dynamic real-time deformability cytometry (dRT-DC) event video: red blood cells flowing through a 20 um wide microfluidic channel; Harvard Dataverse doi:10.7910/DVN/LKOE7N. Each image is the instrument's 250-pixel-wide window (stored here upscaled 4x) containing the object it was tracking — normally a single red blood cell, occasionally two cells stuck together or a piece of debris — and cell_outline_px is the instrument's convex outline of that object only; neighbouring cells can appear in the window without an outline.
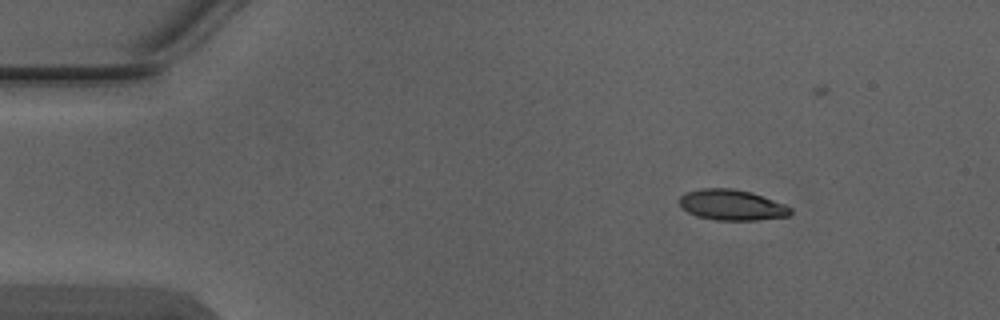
{"species": "Egyptian fruit bat (a non-hibernating species)", "species_latin": "Rousettus aegyptiacus", "temperature_condition": "warm", "stored_images_in_passage": 4, "camera_frame_rate_fps": 3000, "um_per_image_px": 0.085, "animal": {"sex": "male"}, "frame": {"image": 1, "passage_image": 1, "time_ms": 0.0, "image_size_px": [1000, 320], "cell_outline_px": [[792, 212], [788, 216], [756, 220], [716, 220], [696, 216], [680, 208], [680, 196], [684, 192], [700, 188], [732, 188], [752, 192], [784, 204], [792, 208]], "centroid_in_image_um": [62.17, 17.41], "position_along_channel_um": 22.8, "area_um2": 20.0}}
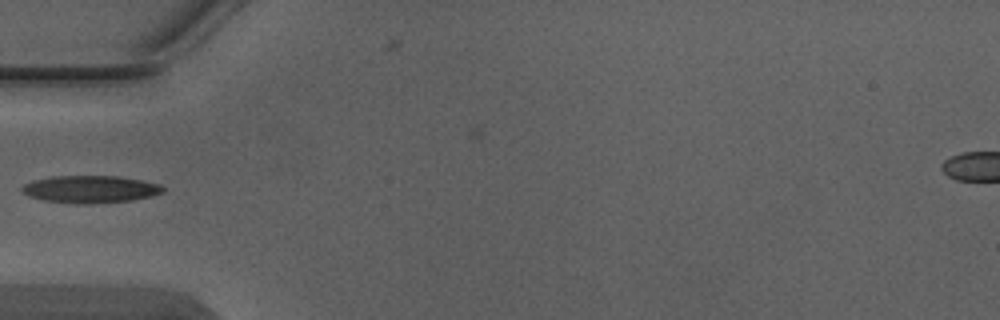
{"frame": {"image": 2, "passage_image": 3, "time_ms": 0.667, "image_size_px": [1000, 320], "cell_outline_px": [[164, 192], [152, 196], [132, 200], [88, 204], [80, 204], [44, 200], [28, 196], [20, 188], [24, 184], [32, 180], [52, 176], [116, 176], [140, 180], [160, 184], [164, 188]], "centroid_in_image_um": [7.67, 16.08], "position_along_channel_um": 77.3, "area_um2": 22.43}}
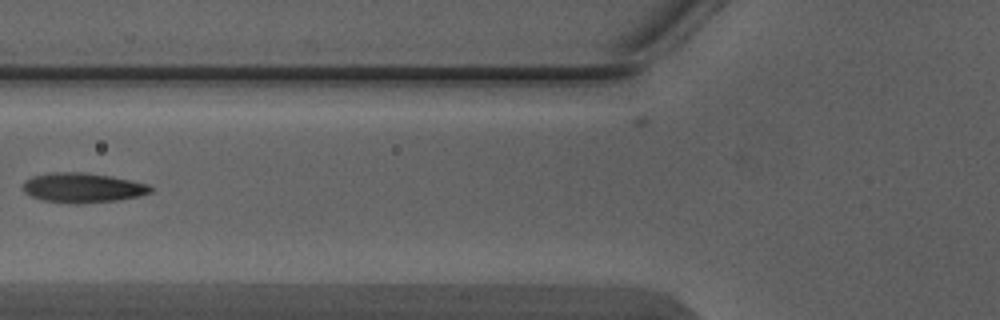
{"frame": {"image": 3, "passage_image": 4, "time_ms": 1.0, "image_size_px": [1000, 320], "cell_outline_px": [[156, 188], [152, 192], [140, 196], [116, 200], [40, 200], [24, 192], [24, 180], [32, 176], [48, 172], [84, 172], [112, 176], [132, 180], [148, 184]], "centroid_in_image_um": [7.08, 15.89], "position_along_channel_um": 118.7, "area_um2": 21.27}}